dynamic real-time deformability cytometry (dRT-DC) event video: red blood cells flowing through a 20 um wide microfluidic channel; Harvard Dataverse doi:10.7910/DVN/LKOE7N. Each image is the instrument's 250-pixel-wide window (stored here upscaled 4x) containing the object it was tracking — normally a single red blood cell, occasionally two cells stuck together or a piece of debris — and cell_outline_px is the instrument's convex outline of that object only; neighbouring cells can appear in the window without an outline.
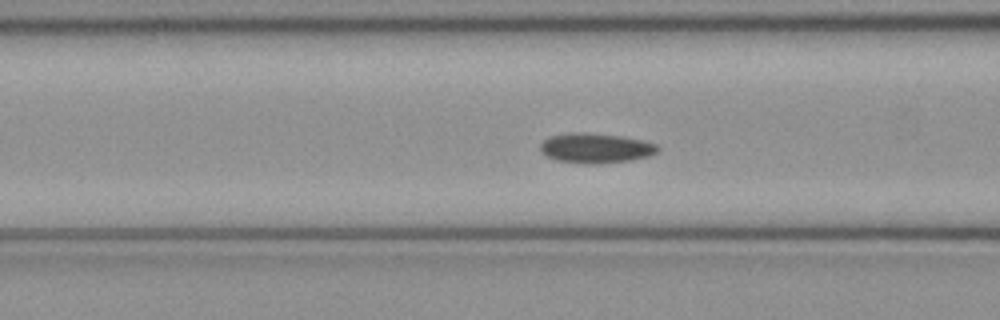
{"species": "common noctule bat (a hibernating species)", "species_latin": "Nyctalus noctula", "temperature_condition": "cold", "stored_images_in_passage": 52, "segment_of_instrument_passage": [1, 2], "camera_frame_rate_fps": 3000, "um_per_image_px": 0.085, "animal": {"sex": "female", "body_mass_g": 21.9}, "frame": {"image": 1, "passage_image": 20, "time_ms": 6.333, "image_size_px": [1000, 320], "cell_outline_px": [[660, 148], [656, 152], [648, 156], [628, 160], [596, 164], [584, 164], [556, 160], [540, 152], [540, 144], [548, 136], [568, 132], [588, 132], [620, 136], [644, 140], [656, 144]], "centroid_in_image_um": [50.59, 12.57], "position_along_channel_um": 116.0, "area_um2": 20.58}}
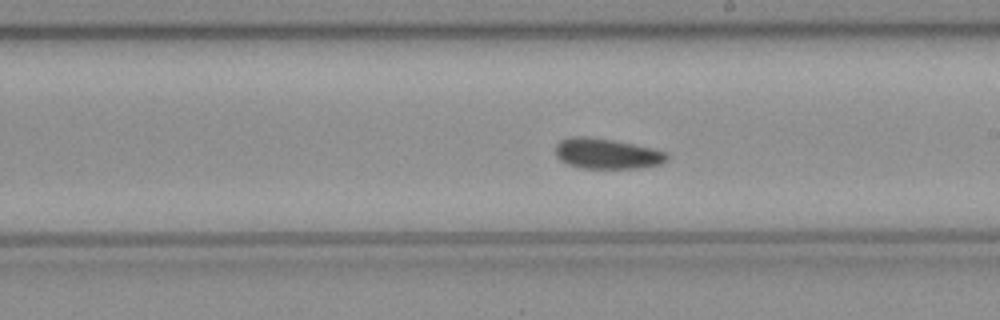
{"frame": {"image": 2, "passage_image": 29, "time_ms": 9.333, "image_size_px": [1000, 320], "cell_outline_px": [[668, 160], [660, 164], [640, 168], [584, 168], [568, 164], [560, 160], [556, 156], [556, 144], [560, 140], [568, 136], [588, 136], [612, 140], [652, 148], [664, 152], [668, 156]], "centroid_in_image_um": [51.55, 13.05], "position_along_channel_um": 237.5, "area_um2": 19.71}}
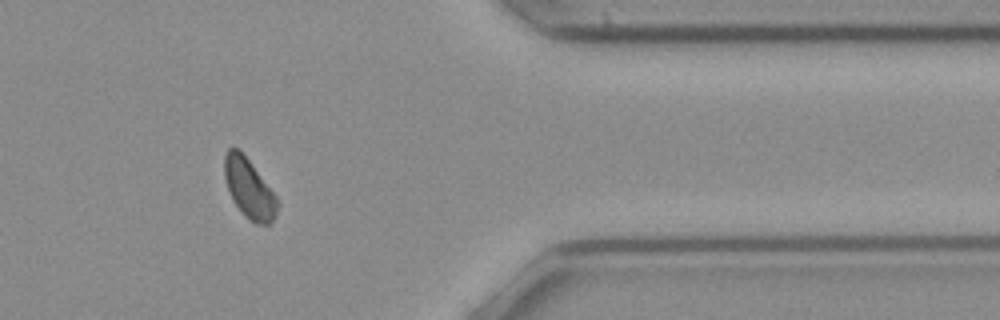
{"frame": {"image": 3, "passage_image": 42, "time_ms": 13.667, "image_size_px": [1000, 320], "cell_outline_px": [[280, 204], [276, 216], [268, 224], [256, 224], [248, 220], [244, 216], [232, 200], [224, 176], [224, 156], [228, 148], [236, 148], [248, 160], [276, 196]], "centroid_in_image_um": [21.18, 16.08], "position_along_channel_um": 390.2, "area_um2": 18.15}}